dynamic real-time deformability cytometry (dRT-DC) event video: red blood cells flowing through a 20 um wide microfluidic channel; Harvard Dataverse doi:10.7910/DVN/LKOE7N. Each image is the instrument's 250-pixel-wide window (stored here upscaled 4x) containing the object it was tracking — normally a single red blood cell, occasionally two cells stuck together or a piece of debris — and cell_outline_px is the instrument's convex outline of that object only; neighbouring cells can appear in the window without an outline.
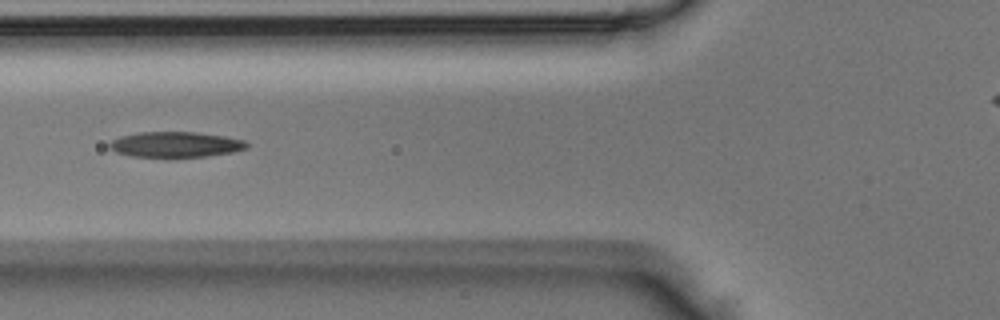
{"species": "Egyptian fruit bat (a non-hibernating species)", "species_latin": "Rousettus aegyptiacus", "temperature_condition": "room temperature", "stored_images_in_passage": 37, "camera_frame_rate_fps": 3000, "um_per_image_px": 0.085, "animal": {"sex": "male"}, "frame": {"image": 1, "passage_image": 10, "time_ms": 3.0, "image_size_px": [1000, 320], "cell_outline_px": [[248, 148], [232, 152], [208, 156], [132, 156], [116, 152], [108, 148], [108, 144], [112, 140], [120, 136], [140, 132], [196, 132], [224, 136], [244, 140], [248, 144]], "centroid_in_image_um": [14.91, 12.27], "position_along_channel_um": 110.9, "area_um2": 20.17}}
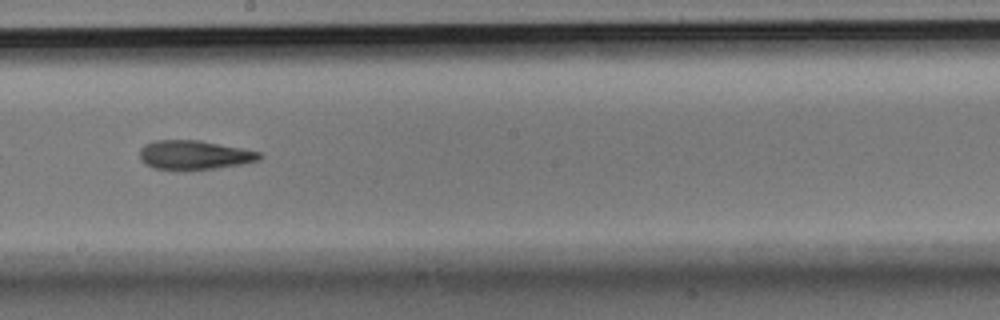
{"frame": {"image": 2, "passage_image": 19, "time_ms": 6.0, "image_size_px": [1000, 320], "cell_outline_px": [[264, 156], [260, 160], [240, 164], [184, 172], [180, 172], [156, 168], [144, 164], [140, 160], [140, 148], [144, 144], [156, 140], [200, 140], [260, 152]], "centroid_in_image_um": [16.47, 13.19], "position_along_channel_um": 231.7, "area_um2": 20.69}}
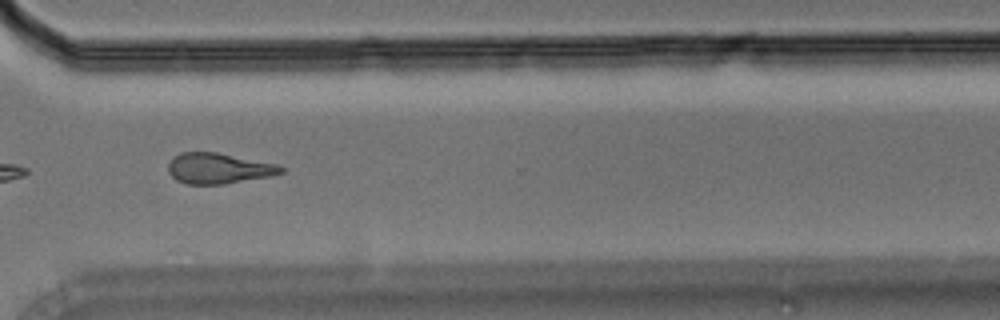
{"frame": {"image": 3, "passage_image": 28, "time_ms": 9.0, "image_size_px": [1000, 320], "cell_outline_px": [[284, 172], [272, 176], [224, 184], [188, 184], [176, 180], [168, 172], [168, 164], [172, 156], [180, 152], [216, 152], [276, 164], [284, 168]], "centroid_in_image_um": [18.55, 14.31], "position_along_channel_um": 352.1, "area_um2": 20.17}}